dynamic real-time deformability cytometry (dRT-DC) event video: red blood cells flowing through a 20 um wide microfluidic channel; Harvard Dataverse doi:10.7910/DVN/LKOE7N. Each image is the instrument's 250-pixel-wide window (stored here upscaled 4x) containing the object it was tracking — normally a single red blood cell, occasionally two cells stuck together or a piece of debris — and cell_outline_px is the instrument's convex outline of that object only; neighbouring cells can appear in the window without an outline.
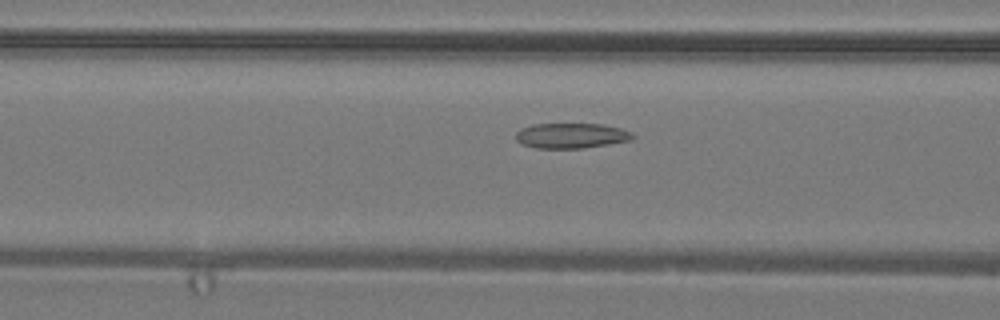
{"species": "common noctule bat (a hibernating species)", "species_latin": "Nyctalus noctula", "temperature_condition": "warm", "stored_images_in_passage": 33, "camera_frame_rate_fps": 3000, "um_per_image_px": 0.085, "animal": {"sex": "male", "body_mass_g": 19.2, "forearm_length_mm": 51.8}, "frame": {"image": 1, "passage_image": 9, "time_ms": 2.667, "image_size_px": [1000, 320], "cell_outline_px": [[636, 136], [632, 140], [584, 148], [536, 148], [520, 144], [516, 140], [516, 132], [520, 128], [532, 124], [604, 124], [620, 128], [632, 132]], "centroid_in_image_um": [48.55, 11.53], "position_along_channel_um": 118.0, "area_um2": 17.34}}
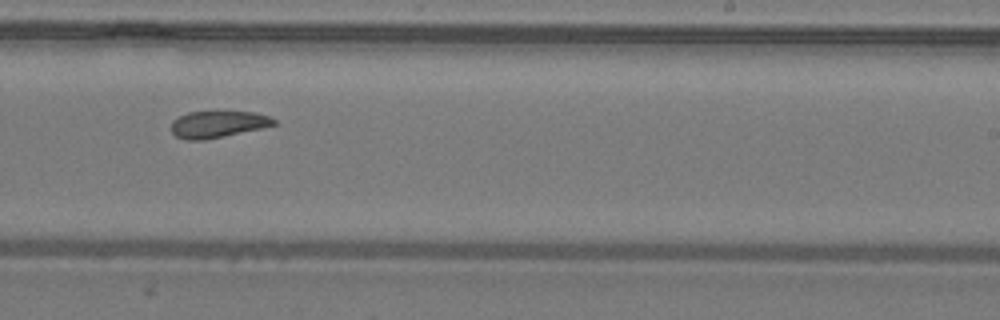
{"frame": {"image": 2, "passage_image": 18, "time_ms": 5.667, "image_size_px": [1000, 320], "cell_outline_px": [[276, 124], [260, 128], [224, 136], [204, 140], [184, 140], [176, 136], [172, 132], [172, 120], [188, 112], [256, 112], [268, 116], [276, 120]], "centroid_in_image_um": [18.49, 10.56], "position_along_channel_um": 270.5, "area_um2": 15.78}}
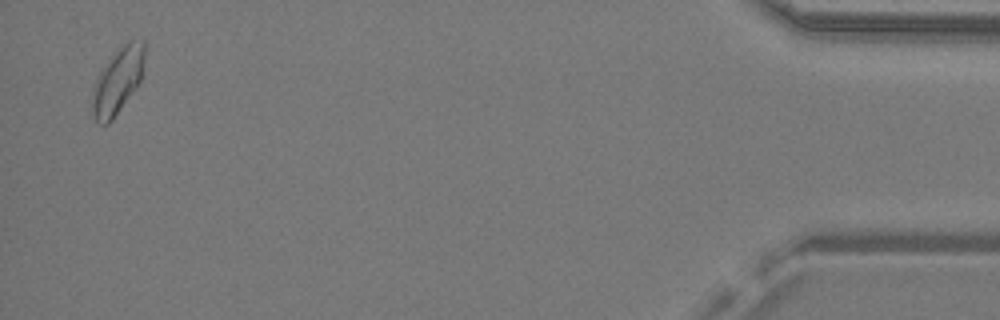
{"frame": {"image": 3, "passage_image": 32, "time_ms": 10.333, "image_size_px": [1000, 320], "cell_outline_px": [[144, 64], [140, 80], [112, 120], [108, 124], [96, 124], [92, 116], [92, 92], [96, 80], [100, 72], [116, 52], [128, 40], [144, 40]], "centroid_in_image_um": [9.99, 6.9], "position_along_channel_um": 425.2, "area_um2": 19.59}}